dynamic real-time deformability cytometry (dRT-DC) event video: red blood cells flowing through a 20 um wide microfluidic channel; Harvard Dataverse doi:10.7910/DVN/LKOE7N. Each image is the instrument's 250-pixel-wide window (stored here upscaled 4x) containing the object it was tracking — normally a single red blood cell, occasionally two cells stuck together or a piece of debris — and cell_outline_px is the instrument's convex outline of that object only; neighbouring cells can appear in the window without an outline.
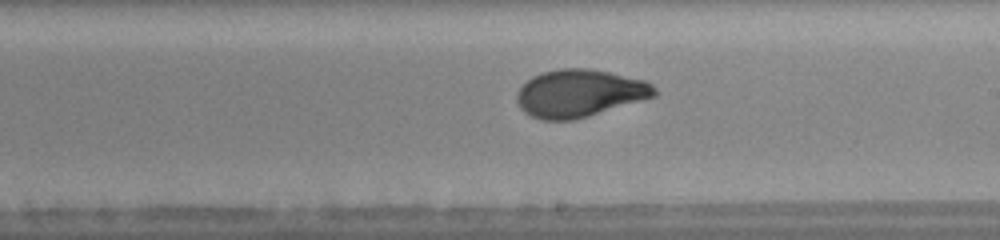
{"species": "human", "species_latin": "Homo sapiens", "temperature_condition": "warm", "stored_images_in_passage": 36, "camera_frame_rate_fps": 3000, "um_per_image_px": 0.085, "donor": {"sex": "female"}, "frame": {"image": 1, "passage_image": 21, "time_ms": 6.667, "image_size_px": [1000, 240], "cell_outline_px": [[656, 96], [572, 120], [540, 120], [524, 112], [520, 108], [516, 100], [516, 96], [520, 88], [532, 76], [540, 72], [560, 68], [588, 68], [608, 72], [644, 80], [652, 84], [656, 88]], "centroid_in_image_um": [49.23, 7.92], "position_along_channel_um": 239.8, "area_um2": 37.86}}